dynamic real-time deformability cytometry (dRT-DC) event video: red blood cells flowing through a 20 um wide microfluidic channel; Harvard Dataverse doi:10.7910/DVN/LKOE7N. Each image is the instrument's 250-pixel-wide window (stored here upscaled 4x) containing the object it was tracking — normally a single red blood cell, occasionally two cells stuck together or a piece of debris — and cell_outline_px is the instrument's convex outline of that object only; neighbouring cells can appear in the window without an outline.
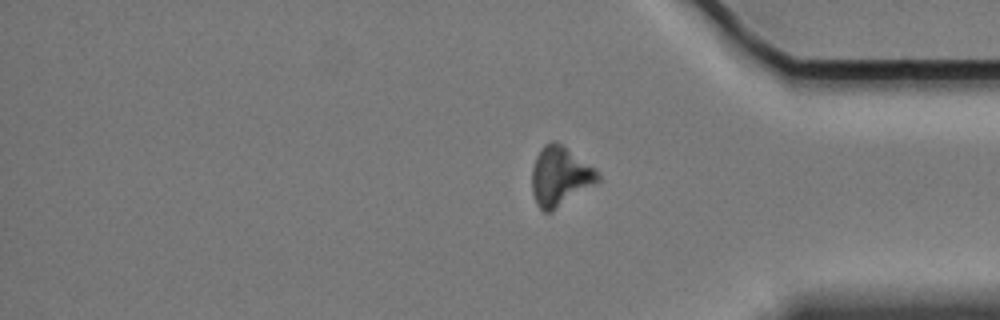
{"species": "Egyptian fruit bat (a non-hibernating species)", "species_latin": "Rousettus aegyptiacus", "temperature_condition": "cold", "stored_images_in_passage": 12, "camera_frame_rate_fps": 3000, "um_per_image_px": 0.085, "animal": {"sex": "female"}, "frame": {"image": 1, "passage_image": 12, "time_ms": 14.667, "image_size_px": [1000, 320], "cell_outline_px": [[600, 180], [552, 212], [544, 212], [536, 204], [532, 192], [532, 168], [536, 156], [544, 144], [552, 140], [556, 140], [596, 168], [600, 176]], "centroid_in_image_um": [47.59, 14.97], "position_along_channel_um": 387.6, "area_um2": 22.89}}